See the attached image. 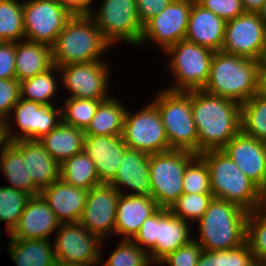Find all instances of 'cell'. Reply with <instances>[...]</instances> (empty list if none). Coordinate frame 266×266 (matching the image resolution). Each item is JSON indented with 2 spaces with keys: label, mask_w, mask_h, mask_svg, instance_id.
<instances>
[{
  "label": "cell",
  "mask_w": 266,
  "mask_h": 266,
  "mask_svg": "<svg viewBox=\"0 0 266 266\" xmlns=\"http://www.w3.org/2000/svg\"><path fill=\"white\" fill-rule=\"evenodd\" d=\"M53 266H83V265L68 264V263H62V262L56 261Z\"/></svg>",
  "instance_id": "6f0895ef"
},
{
  "label": "cell",
  "mask_w": 266,
  "mask_h": 266,
  "mask_svg": "<svg viewBox=\"0 0 266 266\" xmlns=\"http://www.w3.org/2000/svg\"><path fill=\"white\" fill-rule=\"evenodd\" d=\"M256 211L266 216V182L260 187L259 204Z\"/></svg>",
  "instance_id": "816d5d0a"
},
{
  "label": "cell",
  "mask_w": 266,
  "mask_h": 266,
  "mask_svg": "<svg viewBox=\"0 0 266 266\" xmlns=\"http://www.w3.org/2000/svg\"><path fill=\"white\" fill-rule=\"evenodd\" d=\"M225 28V20L194 1L185 39L217 52L222 50Z\"/></svg>",
  "instance_id": "d4e9b609"
},
{
  "label": "cell",
  "mask_w": 266,
  "mask_h": 266,
  "mask_svg": "<svg viewBox=\"0 0 266 266\" xmlns=\"http://www.w3.org/2000/svg\"><path fill=\"white\" fill-rule=\"evenodd\" d=\"M61 222L39 194L31 196L9 238L47 239L60 228Z\"/></svg>",
  "instance_id": "ffe728a7"
},
{
  "label": "cell",
  "mask_w": 266,
  "mask_h": 266,
  "mask_svg": "<svg viewBox=\"0 0 266 266\" xmlns=\"http://www.w3.org/2000/svg\"><path fill=\"white\" fill-rule=\"evenodd\" d=\"M191 231L190 223L159 207L141 224L132 241L148 254L152 264L159 265L169 254L194 239Z\"/></svg>",
  "instance_id": "8992f818"
},
{
  "label": "cell",
  "mask_w": 266,
  "mask_h": 266,
  "mask_svg": "<svg viewBox=\"0 0 266 266\" xmlns=\"http://www.w3.org/2000/svg\"><path fill=\"white\" fill-rule=\"evenodd\" d=\"M164 53L170 58L166 68L175 78V82L166 89L187 92L204 88L214 51L184 39L167 48Z\"/></svg>",
  "instance_id": "ba28073f"
},
{
  "label": "cell",
  "mask_w": 266,
  "mask_h": 266,
  "mask_svg": "<svg viewBox=\"0 0 266 266\" xmlns=\"http://www.w3.org/2000/svg\"><path fill=\"white\" fill-rule=\"evenodd\" d=\"M246 241L255 260L266 261V216L259 212H249L247 218Z\"/></svg>",
  "instance_id": "60d3db41"
},
{
  "label": "cell",
  "mask_w": 266,
  "mask_h": 266,
  "mask_svg": "<svg viewBox=\"0 0 266 266\" xmlns=\"http://www.w3.org/2000/svg\"><path fill=\"white\" fill-rule=\"evenodd\" d=\"M72 16L56 0L23 1L24 39L52 47Z\"/></svg>",
  "instance_id": "5bb4252c"
},
{
  "label": "cell",
  "mask_w": 266,
  "mask_h": 266,
  "mask_svg": "<svg viewBox=\"0 0 266 266\" xmlns=\"http://www.w3.org/2000/svg\"><path fill=\"white\" fill-rule=\"evenodd\" d=\"M57 73L61 74L59 67L53 65L47 71L20 82V98L40 104H54L51 99L59 88L55 77Z\"/></svg>",
  "instance_id": "d6a6232c"
},
{
  "label": "cell",
  "mask_w": 266,
  "mask_h": 266,
  "mask_svg": "<svg viewBox=\"0 0 266 266\" xmlns=\"http://www.w3.org/2000/svg\"><path fill=\"white\" fill-rule=\"evenodd\" d=\"M260 18L264 21L266 24V1L263 4L262 9L258 12Z\"/></svg>",
  "instance_id": "9f6ffc18"
},
{
  "label": "cell",
  "mask_w": 266,
  "mask_h": 266,
  "mask_svg": "<svg viewBox=\"0 0 266 266\" xmlns=\"http://www.w3.org/2000/svg\"><path fill=\"white\" fill-rule=\"evenodd\" d=\"M24 40L23 2L0 0V42Z\"/></svg>",
  "instance_id": "e575fe53"
},
{
  "label": "cell",
  "mask_w": 266,
  "mask_h": 266,
  "mask_svg": "<svg viewBox=\"0 0 266 266\" xmlns=\"http://www.w3.org/2000/svg\"><path fill=\"white\" fill-rule=\"evenodd\" d=\"M266 39V24L258 13L244 12L226 22L222 51L260 61Z\"/></svg>",
  "instance_id": "e0dca14e"
},
{
  "label": "cell",
  "mask_w": 266,
  "mask_h": 266,
  "mask_svg": "<svg viewBox=\"0 0 266 266\" xmlns=\"http://www.w3.org/2000/svg\"><path fill=\"white\" fill-rule=\"evenodd\" d=\"M56 104H40L20 98L13 106L10 115L15 118L17 129L13 130L11 116L5 121L9 142L31 139L39 140L62 122V109ZM13 127V128H12ZM18 132V133H17Z\"/></svg>",
  "instance_id": "7c38bea8"
},
{
  "label": "cell",
  "mask_w": 266,
  "mask_h": 266,
  "mask_svg": "<svg viewBox=\"0 0 266 266\" xmlns=\"http://www.w3.org/2000/svg\"><path fill=\"white\" fill-rule=\"evenodd\" d=\"M260 64V61L222 50L214 52L203 90L241 105L257 94Z\"/></svg>",
  "instance_id": "7a4b0ae2"
},
{
  "label": "cell",
  "mask_w": 266,
  "mask_h": 266,
  "mask_svg": "<svg viewBox=\"0 0 266 266\" xmlns=\"http://www.w3.org/2000/svg\"><path fill=\"white\" fill-rule=\"evenodd\" d=\"M0 156V169L8 179V187L23 191L30 196L40 194V190L28 175L27 163L24 161L21 150L13 142H8L4 146Z\"/></svg>",
  "instance_id": "f546056e"
},
{
  "label": "cell",
  "mask_w": 266,
  "mask_h": 266,
  "mask_svg": "<svg viewBox=\"0 0 266 266\" xmlns=\"http://www.w3.org/2000/svg\"><path fill=\"white\" fill-rule=\"evenodd\" d=\"M61 83L69 93L68 98L104 101L111 96L110 68L106 61L72 63L59 67Z\"/></svg>",
  "instance_id": "9a60e30c"
},
{
  "label": "cell",
  "mask_w": 266,
  "mask_h": 266,
  "mask_svg": "<svg viewBox=\"0 0 266 266\" xmlns=\"http://www.w3.org/2000/svg\"><path fill=\"white\" fill-rule=\"evenodd\" d=\"M248 266H262V262L259 260H254L251 264Z\"/></svg>",
  "instance_id": "91938a15"
},
{
  "label": "cell",
  "mask_w": 266,
  "mask_h": 266,
  "mask_svg": "<svg viewBox=\"0 0 266 266\" xmlns=\"http://www.w3.org/2000/svg\"><path fill=\"white\" fill-rule=\"evenodd\" d=\"M196 266H220L219 251H202Z\"/></svg>",
  "instance_id": "c3c4849f"
},
{
  "label": "cell",
  "mask_w": 266,
  "mask_h": 266,
  "mask_svg": "<svg viewBox=\"0 0 266 266\" xmlns=\"http://www.w3.org/2000/svg\"><path fill=\"white\" fill-rule=\"evenodd\" d=\"M56 261L83 266H100L105 242L90 233L80 222L61 223L55 233ZM102 245V246H101Z\"/></svg>",
  "instance_id": "4fadbf2b"
},
{
  "label": "cell",
  "mask_w": 266,
  "mask_h": 266,
  "mask_svg": "<svg viewBox=\"0 0 266 266\" xmlns=\"http://www.w3.org/2000/svg\"><path fill=\"white\" fill-rule=\"evenodd\" d=\"M127 148L122 135H85L84 138L83 151L93 160L102 183L114 178Z\"/></svg>",
  "instance_id": "7402d4cb"
},
{
  "label": "cell",
  "mask_w": 266,
  "mask_h": 266,
  "mask_svg": "<svg viewBox=\"0 0 266 266\" xmlns=\"http://www.w3.org/2000/svg\"><path fill=\"white\" fill-rule=\"evenodd\" d=\"M254 260L247 241L238 247L219 251L220 266H248Z\"/></svg>",
  "instance_id": "f6af8a7d"
},
{
  "label": "cell",
  "mask_w": 266,
  "mask_h": 266,
  "mask_svg": "<svg viewBox=\"0 0 266 266\" xmlns=\"http://www.w3.org/2000/svg\"><path fill=\"white\" fill-rule=\"evenodd\" d=\"M266 0H241L245 12L258 13Z\"/></svg>",
  "instance_id": "f907efd6"
},
{
  "label": "cell",
  "mask_w": 266,
  "mask_h": 266,
  "mask_svg": "<svg viewBox=\"0 0 266 266\" xmlns=\"http://www.w3.org/2000/svg\"><path fill=\"white\" fill-rule=\"evenodd\" d=\"M20 99V82L16 79H0V117H10L13 106Z\"/></svg>",
  "instance_id": "ee69618b"
},
{
  "label": "cell",
  "mask_w": 266,
  "mask_h": 266,
  "mask_svg": "<svg viewBox=\"0 0 266 266\" xmlns=\"http://www.w3.org/2000/svg\"><path fill=\"white\" fill-rule=\"evenodd\" d=\"M148 254L132 240L121 239L102 266H150Z\"/></svg>",
  "instance_id": "f35d334b"
},
{
  "label": "cell",
  "mask_w": 266,
  "mask_h": 266,
  "mask_svg": "<svg viewBox=\"0 0 266 266\" xmlns=\"http://www.w3.org/2000/svg\"><path fill=\"white\" fill-rule=\"evenodd\" d=\"M200 156L209 167L214 198L239 205L248 212L257 210L260 188L249 179L222 149L204 151Z\"/></svg>",
  "instance_id": "5b68a950"
},
{
  "label": "cell",
  "mask_w": 266,
  "mask_h": 266,
  "mask_svg": "<svg viewBox=\"0 0 266 266\" xmlns=\"http://www.w3.org/2000/svg\"><path fill=\"white\" fill-rule=\"evenodd\" d=\"M171 0H136L137 12L142 26L162 12Z\"/></svg>",
  "instance_id": "7dc6e473"
},
{
  "label": "cell",
  "mask_w": 266,
  "mask_h": 266,
  "mask_svg": "<svg viewBox=\"0 0 266 266\" xmlns=\"http://www.w3.org/2000/svg\"><path fill=\"white\" fill-rule=\"evenodd\" d=\"M150 102L134 114L126 109L122 137L129 149L155 154L170 146L157 106Z\"/></svg>",
  "instance_id": "8fae6325"
},
{
  "label": "cell",
  "mask_w": 266,
  "mask_h": 266,
  "mask_svg": "<svg viewBox=\"0 0 266 266\" xmlns=\"http://www.w3.org/2000/svg\"><path fill=\"white\" fill-rule=\"evenodd\" d=\"M61 223L80 222L88 190L74 187L61 178L40 191Z\"/></svg>",
  "instance_id": "603a6c76"
},
{
  "label": "cell",
  "mask_w": 266,
  "mask_h": 266,
  "mask_svg": "<svg viewBox=\"0 0 266 266\" xmlns=\"http://www.w3.org/2000/svg\"><path fill=\"white\" fill-rule=\"evenodd\" d=\"M8 252L16 266H53L54 243L47 239L9 238Z\"/></svg>",
  "instance_id": "f1b7e54d"
},
{
  "label": "cell",
  "mask_w": 266,
  "mask_h": 266,
  "mask_svg": "<svg viewBox=\"0 0 266 266\" xmlns=\"http://www.w3.org/2000/svg\"><path fill=\"white\" fill-rule=\"evenodd\" d=\"M203 249L197 241L192 239L163 259L159 265L168 266H196Z\"/></svg>",
  "instance_id": "b9f144b4"
},
{
  "label": "cell",
  "mask_w": 266,
  "mask_h": 266,
  "mask_svg": "<svg viewBox=\"0 0 266 266\" xmlns=\"http://www.w3.org/2000/svg\"><path fill=\"white\" fill-rule=\"evenodd\" d=\"M149 160L150 154L127 148L117 173L109 184L120 194L150 196Z\"/></svg>",
  "instance_id": "44dd1931"
},
{
  "label": "cell",
  "mask_w": 266,
  "mask_h": 266,
  "mask_svg": "<svg viewBox=\"0 0 266 266\" xmlns=\"http://www.w3.org/2000/svg\"><path fill=\"white\" fill-rule=\"evenodd\" d=\"M13 143L21 150L28 175L40 191L60 178V164L39 140L24 139Z\"/></svg>",
  "instance_id": "484cf974"
},
{
  "label": "cell",
  "mask_w": 266,
  "mask_h": 266,
  "mask_svg": "<svg viewBox=\"0 0 266 266\" xmlns=\"http://www.w3.org/2000/svg\"><path fill=\"white\" fill-rule=\"evenodd\" d=\"M212 193L187 194L183 193L169 208V211L178 218L190 223L197 222L208 209Z\"/></svg>",
  "instance_id": "74e56055"
},
{
  "label": "cell",
  "mask_w": 266,
  "mask_h": 266,
  "mask_svg": "<svg viewBox=\"0 0 266 266\" xmlns=\"http://www.w3.org/2000/svg\"><path fill=\"white\" fill-rule=\"evenodd\" d=\"M157 91V106L170 150H184L198 155V134L192 115L191 91Z\"/></svg>",
  "instance_id": "52a82bcc"
},
{
  "label": "cell",
  "mask_w": 266,
  "mask_h": 266,
  "mask_svg": "<svg viewBox=\"0 0 266 266\" xmlns=\"http://www.w3.org/2000/svg\"><path fill=\"white\" fill-rule=\"evenodd\" d=\"M194 1L171 0L162 12L143 25L142 36L138 46L145 45V42H152V44L165 51L175 43L184 40Z\"/></svg>",
  "instance_id": "2e32d148"
},
{
  "label": "cell",
  "mask_w": 266,
  "mask_h": 266,
  "mask_svg": "<svg viewBox=\"0 0 266 266\" xmlns=\"http://www.w3.org/2000/svg\"><path fill=\"white\" fill-rule=\"evenodd\" d=\"M60 178L74 187L88 191L102 184L93 160L84 151L65 160L60 165Z\"/></svg>",
  "instance_id": "1f68e13d"
},
{
  "label": "cell",
  "mask_w": 266,
  "mask_h": 266,
  "mask_svg": "<svg viewBox=\"0 0 266 266\" xmlns=\"http://www.w3.org/2000/svg\"><path fill=\"white\" fill-rule=\"evenodd\" d=\"M119 196L120 192L109 183H102L90 189L80 219L81 225L102 240L108 236L111 238L114 234Z\"/></svg>",
  "instance_id": "ac0fdd59"
},
{
  "label": "cell",
  "mask_w": 266,
  "mask_h": 266,
  "mask_svg": "<svg viewBox=\"0 0 266 266\" xmlns=\"http://www.w3.org/2000/svg\"><path fill=\"white\" fill-rule=\"evenodd\" d=\"M222 150L259 188L266 182V142L240 130Z\"/></svg>",
  "instance_id": "d6986e66"
},
{
  "label": "cell",
  "mask_w": 266,
  "mask_h": 266,
  "mask_svg": "<svg viewBox=\"0 0 266 266\" xmlns=\"http://www.w3.org/2000/svg\"><path fill=\"white\" fill-rule=\"evenodd\" d=\"M100 5L97 10L92 8L89 16L104 40L112 47L120 41L138 46L143 26L138 17L136 0H103Z\"/></svg>",
  "instance_id": "30bf717a"
},
{
  "label": "cell",
  "mask_w": 266,
  "mask_h": 266,
  "mask_svg": "<svg viewBox=\"0 0 266 266\" xmlns=\"http://www.w3.org/2000/svg\"><path fill=\"white\" fill-rule=\"evenodd\" d=\"M8 142L6 128H0V151H2Z\"/></svg>",
  "instance_id": "11a10c76"
},
{
  "label": "cell",
  "mask_w": 266,
  "mask_h": 266,
  "mask_svg": "<svg viewBox=\"0 0 266 266\" xmlns=\"http://www.w3.org/2000/svg\"><path fill=\"white\" fill-rule=\"evenodd\" d=\"M0 79H15V42H0Z\"/></svg>",
  "instance_id": "bcb514c9"
},
{
  "label": "cell",
  "mask_w": 266,
  "mask_h": 266,
  "mask_svg": "<svg viewBox=\"0 0 266 266\" xmlns=\"http://www.w3.org/2000/svg\"><path fill=\"white\" fill-rule=\"evenodd\" d=\"M249 212L239 205L214 198L208 209L197 221L199 243L204 251H221L246 242Z\"/></svg>",
  "instance_id": "3957f363"
},
{
  "label": "cell",
  "mask_w": 266,
  "mask_h": 266,
  "mask_svg": "<svg viewBox=\"0 0 266 266\" xmlns=\"http://www.w3.org/2000/svg\"><path fill=\"white\" fill-rule=\"evenodd\" d=\"M158 208L152 196L120 194L114 236L120 235V239L132 240L139 232L141 224Z\"/></svg>",
  "instance_id": "cb8c5ba5"
},
{
  "label": "cell",
  "mask_w": 266,
  "mask_h": 266,
  "mask_svg": "<svg viewBox=\"0 0 266 266\" xmlns=\"http://www.w3.org/2000/svg\"><path fill=\"white\" fill-rule=\"evenodd\" d=\"M0 128H5V120L0 117Z\"/></svg>",
  "instance_id": "94428289"
},
{
  "label": "cell",
  "mask_w": 266,
  "mask_h": 266,
  "mask_svg": "<svg viewBox=\"0 0 266 266\" xmlns=\"http://www.w3.org/2000/svg\"><path fill=\"white\" fill-rule=\"evenodd\" d=\"M94 0H78V15H89Z\"/></svg>",
  "instance_id": "db71d44e"
},
{
  "label": "cell",
  "mask_w": 266,
  "mask_h": 266,
  "mask_svg": "<svg viewBox=\"0 0 266 266\" xmlns=\"http://www.w3.org/2000/svg\"><path fill=\"white\" fill-rule=\"evenodd\" d=\"M257 94L266 99V63H261L259 67Z\"/></svg>",
  "instance_id": "681fc988"
},
{
  "label": "cell",
  "mask_w": 266,
  "mask_h": 266,
  "mask_svg": "<svg viewBox=\"0 0 266 266\" xmlns=\"http://www.w3.org/2000/svg\"><path fill=\"white\" fill-rule=\"evenodd\" d=\"M30 197L23 191L6 185L0 186V222L6 221L8 234L17 226Z\"/></svg>",
  "instance_id": "d590c367"
},
{
  "label": "cell",
  "mask_w": 266,
  "mask_h": 266,
  "mask_svg": "<svg viewBox=\"0 0 266 266\" xmlns=\"http://www.w3.org/2000/svg\"><path fill=\"white\" fill-rule=\"evenodd\" d=\"M203 8L210 10L226 22L232 20L245 11L241 0H195Z\"/></svg>",
  "instance_id": "7bdbcfd3"
},
{
  "label": "cell",
  "mask_w": 266,
  "mask_h": 266,
  "mask_svg": "<svg viewBox=\"0 0 266 266\" xmlns=\"http://www.w3.org/2000/svg\"><path fill=\"white\" fill-rule=\"evenodd\" d=\"M84 130L63 121L39 141L61 165L65 160L81 153L84 147Z\"/></svg>",
  "instance_id": "83f0119b"
},
{
  "label": "cell",
  "mask_w": 266,
  "mask_h": 266,
  "mask_svg": "<svg viewBox=\"0 0 266 266\" xmlns=\"http://www.w3.org/2000/svg\"><path fill=\"white\" fill-rule=\"evenodd\" d=\"M52 47L21 40L15 42V79L22 82L53 66Z\"/></svg>",
  "instance_id": "4316f807"
},
{
  "label": "cell",
  "mask_w": 266,
  "mask_h": 266,
  "mask_svg": "<svg viewBox=\"0 0 266 266\" xmlns=\"http://www.w3.org/2000/svg\"><path fill=\"white\" fill-rule=\"evenodd\" d=\"M192 115L198 134V155L222 149L241 130V105L201 90L191 91Z\"/></svg>",
  "instance_id": "6da1fadb"
},
{
  "label": "cell",
  "mask_w": 266,
  "mask_h": 266,
  "mask_svg": "<svg viewBox=\"0 0 266 266\" xmlns=\"http://www.w3.org/2000/svg\"><path fill=\"white\" fill-rule=\"evenodd\" d=\"M62 105V121L68 125L85 130L94 117L101 100L96 99H64Z\"/></svg>",
  "instance_id": "8d00e7d4"
},
{
  "label": "cell",
  "mask_w": 266,
  "mask_h": 266,
  "mask_svg": "<svg viewBox=\"0 0 266 266\" xmlns=\"http://www.w3.org/2000/svg\"><path fill=\"white\" fill-rule=\"evenodd\" d=\"M196 156L192 152L174 149L150 154V196L158 207L169 209L183 194L185 169Z\"/></svg>",
  "instance_id": "9c48e42d"
},
{
  "label": "cell",
  "mask_w": 266,
  "mask_h": 266,
  "mask_svg": "<svg viewBox=\"0 0 266 266\" xmlns=\"http://www.w3.org/2000/svg\"><path fill=\"white\" fill-rule=\"evenodd\" d=\"M262 266H266V261L265 262H262Z\"/></svg>",
  "instance_id": "6125c7cd"
},
{
  "label": "cell",
  "mask_w": 266,
  "mask_h": 266,
  "mask_svg": "<svg viewBox=\"0 0 266 266\" xmlns=\"http://www.w3.org/2000/svg\"><path fill=\"white\" fill-rule=\"evenodd\" d=\"M126 109L124 103L113 96L102 101L84 130L85 135H122Z\"/></svg>",
  "instance_id": "4dcf8cb0"
},
{
  "label": "cell",
  "mask_w": 266,
  "mask_h": 266,
  "mask_svg": "<svg viewBox=\"0 0 266 266\" xmlns=\"http://www.w3.org/2000/svg\"><path fill=\"white\" fill-rule=\"evenodd\" d=\"M183 193H212L209 167L200 155H197L185 169Z\"/></svg>",
  "instance_id": "ab89813d"
},
{
  "label": "cell",
  "mask_w": 266,
  "mask_h": 266,
  "mask_svg": "<svg viewBox=\"0 0 266 266\" xmlns=\"http://www.w3.org/2000/svg\"><path fill=\"white\" fill-rule=\"evenodd\" d=\"M241 131L266 142V99L258 94L241 104Z\"/></svg>",
  "instance_id": "836d02e7"
},
{
  "label": "cell",
  "mask_w": 266,
  "mask_h": 266,
  "mask_svg": "<svg viewBox=\"0 0 266 266\" xmlns=\"http://www.w3.org/2000/svg\"><path fill=\"white\" fill-rule=\"evenodd\" d=\"M111 46L89 15H73L52 46L53 64L57 67L72 63L103 60L102 54Z\"/></svg>",
  "instance_id": "277c9868"
},
{
  "label": "cell",
  "mask_w": 266,
  "mask_h": 266,
  "mask_svg": "<svg viewBox=\"0 0 266 266\" xmlns=\"http://www.w3.org/2000/svg\"><path fill=\"white\" fill-rule=\"evenodd\" d=\"M260 63H266V39H265V48H264L262 57L260 59Z\"/></svg>",
  "instance_id": "680465c9"
},
{
  "label": "cell",
  "mask_w": 266,
  "mask_h": 266,
  "mask_svg": "<svg viewBox=\"0 0 266 266\" xmlns=\"http://www.w3.org/2000/svg\"><path fill=\"white\" fill-rule=\"evenodd\" d=\"M62 7L72 15H78V0H56Z\"/></svg>",
  "instance_id": "f5cc1de1"
}]
</instances>
